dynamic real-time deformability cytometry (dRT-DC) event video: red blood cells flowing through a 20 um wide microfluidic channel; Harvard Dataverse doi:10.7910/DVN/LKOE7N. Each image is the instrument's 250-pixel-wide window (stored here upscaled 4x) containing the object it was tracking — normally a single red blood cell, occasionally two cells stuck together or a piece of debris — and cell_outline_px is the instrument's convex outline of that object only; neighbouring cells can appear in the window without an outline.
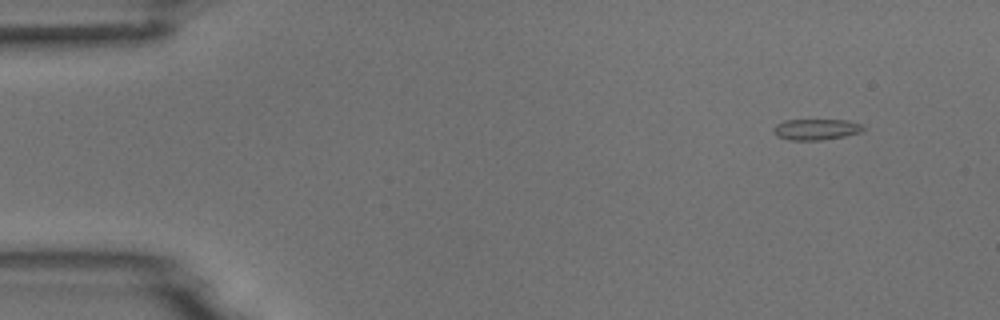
{"species": "common noctule bat (a hibernating species)", "species_latin": "Nyctalus noctula", "temperature_condition": "room temperature", "stored_images_in_passage": 4, "camera_frame_rate_fps": 3000, "um_per_image_px": 0.085, "animal": {"sex": "male", "body_mass_g": 18.8}, "frame": {"image": 1, "passage_image": 2, "time_ms": 1.0, "image_size_px": [1000, 320], "cell_outline_px": [[864, 128], [860, 132], [844, 136], [820, 140], [788, 140], [776, 136], [772, 132], [772, 128], [776, 124], [784, 120], [848, 120], [864, 124]], "centroid_in_image_um": [69.33, 10.99], "position_along_channel_um": 15.7, "area_um2": 11.1}}
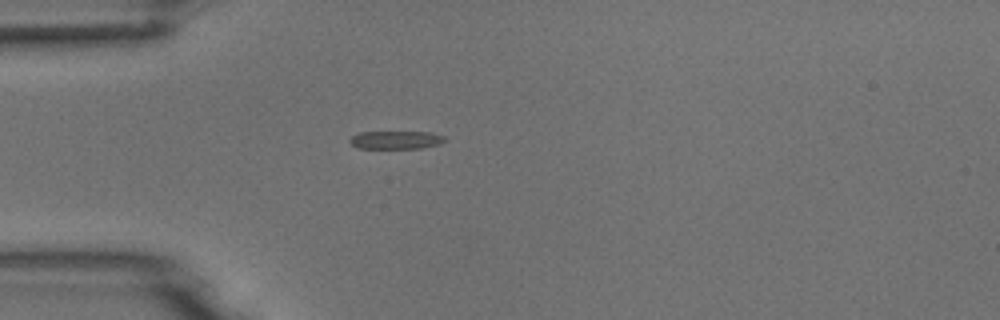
{"frame": {"image": 2, "passage_image": 4, "time_ms": 4.333, "image_size_px": [1000, 320], "cell_outline_px": [[448, 140], [440, 144], [420, 148], [356, 148], [348, 140], [352, 136], [360, 132], [432, 132], [444, 136]], "centroid_in_image_um": [33.68, 11.89], "position_along_channel_um": 51.3, "area_um2": 10.06}}